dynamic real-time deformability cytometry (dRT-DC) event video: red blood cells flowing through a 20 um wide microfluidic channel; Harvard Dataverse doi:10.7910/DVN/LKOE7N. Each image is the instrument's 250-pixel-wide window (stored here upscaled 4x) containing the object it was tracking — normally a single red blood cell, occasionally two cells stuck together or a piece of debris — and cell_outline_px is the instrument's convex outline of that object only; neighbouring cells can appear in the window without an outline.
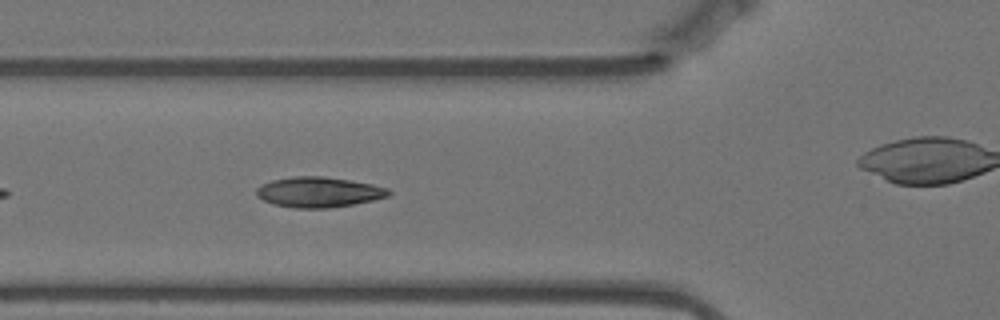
{"species": "Egyptian fruit bat (a non-hibernating species)", "species_latin": "Rousettus aegyptiacus", "temperature_condition": "warm", "stored_images_in_passage": 45, "camera_frame_rate_fps": 3000, "um_per_image_px": 0.085, "animal": {"sex": "female"}, "frame": {"image": 1, "passage_image": 7, "time_ms": 2.0, "image_size_px": [1000, 320], "cell_outline_px": [[392, 192], [388, 196], [372, 200], [352, 204], [328, 208], [292, 208], [272, 204], [256, 196], [256, 188], [260, 184], [272, 180], [296, 176], [320, 176], [348, 180], [372, 184], [388, 188]], "centroid_in_image_um": [27.05, 16.33], "position_along_channel_um": 98.8, "area_um2": 23.29}}
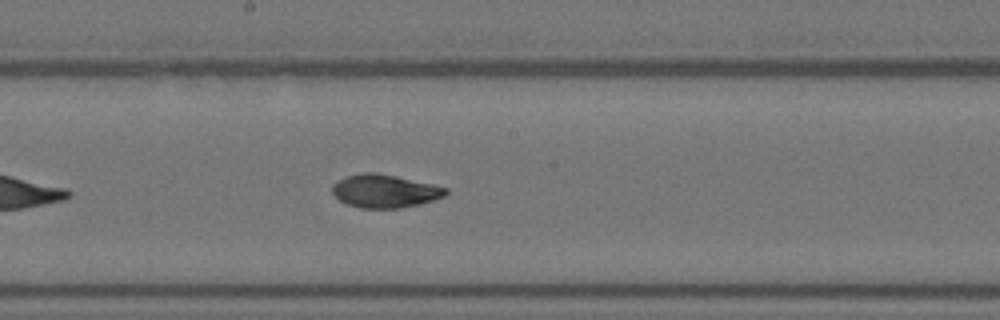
{"frame": {"image": 2, "passage_image": 17, "time_ms": 5.333, "image_size_px": [1000, 320], "cell_outline_px": [[448, 192], [444, 196], [420, 204], [400, 208], [360, 208], [348, 204], [340, 200], [332, 192], [332, 184], [348, 176], [360, 172], [376, 172], [396, 176], [432, 184], [448, 188]], "centroid_in_image_um": [32.71, 16.24], "position_along_channel_um": 215.5, "area_um2": 21.79}}
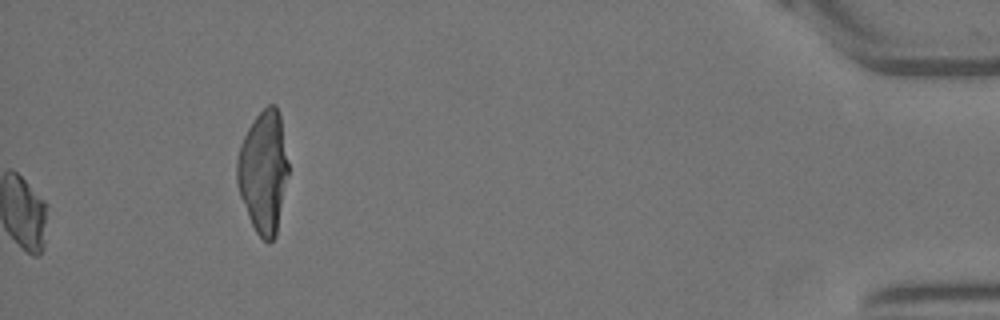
{"frame": {"image": 3, "passage_image": 45, "time_ms": 14.667, "image_size_px": [1000, 320], "cell_outline_px": [[288, 172], [276, 236], [268, 244], [256, 232], [248, 216], [240, 196], [236, 184], [236, 160], [240, 144], [248, 128], [256, 116], [268, 104], [276, 104], [280, 116], [288, 164]], "centroid_in_image_um": [22.37, 14.6], "position_along_channel_um": 412.8, "area_um2": 36.41}, "authors_computed_cell_mechanics": {"area_um2": 21.7906, "velocity_mm_per_s": 3.4919, "shape_relaxation_time_tau1_ms": 6.8273, "shape_relaxation_time_tau2_ms": 2.2253, "deformation_change_tau1": 0.1798, "deformation_change_tau2": 0.0467}}